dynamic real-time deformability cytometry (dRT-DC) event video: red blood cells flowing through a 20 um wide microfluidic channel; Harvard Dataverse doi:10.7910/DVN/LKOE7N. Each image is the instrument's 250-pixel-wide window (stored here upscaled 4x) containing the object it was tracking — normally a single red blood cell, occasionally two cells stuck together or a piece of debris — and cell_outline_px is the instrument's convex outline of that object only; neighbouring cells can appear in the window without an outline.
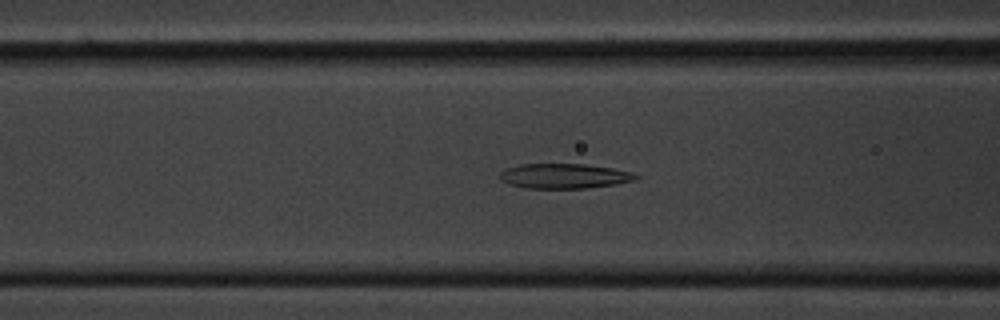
{"species": "common noctule bat (a hibernating species)", "species_latin": "Nyctalus noctula", "temperature_condition": "cold", "stored_images_in_passage": 55, "camera_frame_rate_fps": 3000, "um_per_image_px": 0.085, "animal": {"sex": "male", "body_mass_g": 20.1, "forearm_length_mm": 53.5}, "frame": {"image": 1, "passage_image": 21, "time_ms": 6.667, "image_size_px": [1000, 320], "cell_outline_px": [[640, 176], [636, 180], [616, 184], [584, 188], [524, 188], [508, 184], [500, 180], [500, 172], [508, 168], [520, 164], [584, 164], [612, 168], [632, 172]], "centroid_in_image_um": [47.96, 14.96], "position_along_channel_um": 118.6, "area_um2": 19.71}}
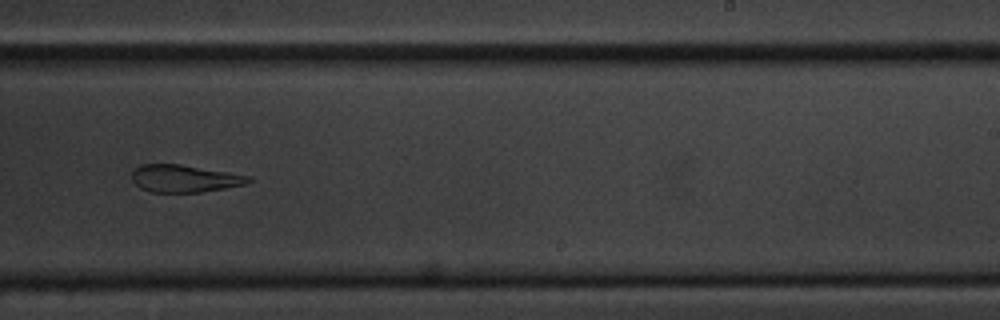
{"frame": {"image": 2, "passage_image": 34, "time_ms": 11.0, "image_size_px": [1000, 320], "cell_outline_px": [[252, 180], [244, 184], [224, 188], [200, 192], [148, 192], [140, 188], [132, 180], [132, 172], [140, 164], [180, 164], [252, 176]], "centroid_in_image_um": [15.65, 15.17], "position_along_channel_um": 273.3, "area_um2": 18.55}}
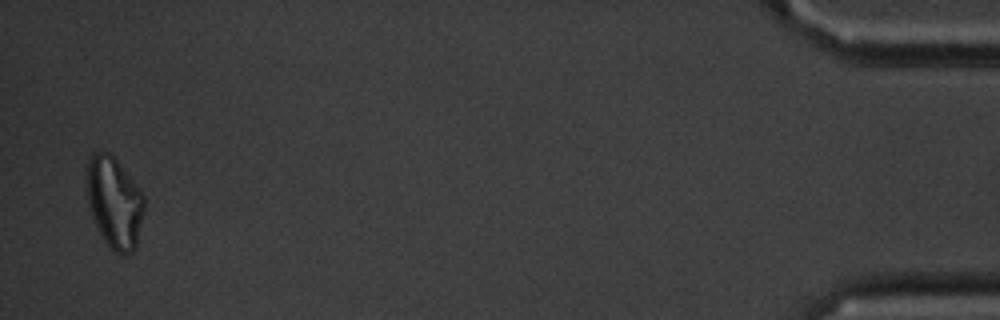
{"frame": {"image": 3, "passage_image": 54, "time_ms": 17.667, "image_size_px": [1000, 320], "cell_outline_px": [[144, 208], [136, 248], [132, 252], [112, 252], [108, 248], [88, 208], [84, 176], [88, 160], [92, 152], [108, 152], [116, 160], [144, 196]], "centroid_in_image_um": [9.66, 17.2], "position_along_channel_um": 425.5, "area_um2": 30.58}, "authors_computed_cell_mechanics": {"area_um2": 21.7906, "velocity_mm_per_s": 3.5777, "shape_relaxation_time_tau1_ms": null, "shape_relaxation_time_tau2_ms": 5.1083, "deformation_change_tau1": null, "deformation_change_tau2": 0.1585}}